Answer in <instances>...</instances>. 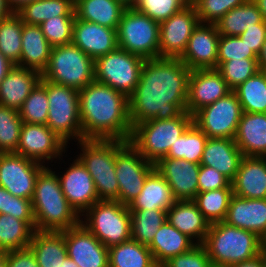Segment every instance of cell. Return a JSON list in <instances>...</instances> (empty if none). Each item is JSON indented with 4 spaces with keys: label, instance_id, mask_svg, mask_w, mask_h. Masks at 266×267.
I'll list each match as a JSON object with an SVG mask.
<instances>
[{
    "label": "cell",
    "instance_id": "cell-57",
    "mask_svg": "<svg viewBox=\"0 0 266 267\" xmlns=\"http://www.w3.org/2000/svg\"><path fill=\"white\" fill-rule=\"evenodd\" d=\"M38 0H5L6 5L12 12H17L25 4Z\"/></svg>",
    "mask_w": 266,
    "mask_h": 267
},
{
    "label": "cell",
    "instance_id": "cell-30",
    "mask_svg": "<svg viewBox=\"0 0 266 267\" xmlns=\"http://www.w3.org/2000/svg\"><path fill=\"white\" fill-rule=\"evenodd\" d=\"M195 245L196 243L191 238L178 231L166 220L158 228L148 248L157 265L161 267L172 257L189 251Z\"/></svg>",
    "mask_w": 266,
    "mask_h": 267
},
{
    "label": "cell",
    "instance_id": "cell-64",
    "mask_svg": "<svg viewBox=\"0 0 266 267\" xmlns=\"http://www.w3.org/2000/svg\"><path fill=\"white\" fill-rule=\"evenodd\" d=\"M263 263L264 266L266 267V248L263 247Z\"/></svg>",
    "mask_w": 266,
    "mask_h": 267
},
{
    "label": "cell",
    "instance_id": "cell-48",
    "mask_svg": "<svg viewBox=\"0 0 266 267\" xmlns=\"http://www.w3.org/2000/svg\"><path fill=\"white\" fill-rule=\"evenodd\" d=\"M190 0H137L134 8L161 23L186 6Z\"/></svg>",
    "mask_w": 266,
    "mask_h": 267
},
{
    "label": "cell",
    "instance_id": "cell-16",
    "mask_svg": "<svg viewBox=\"0 0 266 267\" xmlns=\"http://www.w3.org/2000/svg\"><path fill=\"white\" fill-rule=\"evenodd\" d=\"M44 167L15 152L0 153V186L16 197L32 200L37 177Z\"/></svg>",
    "mask_w": 266,
    "mask_h": 267
},
{
    "label": "cell",
    "instance_id": "cell-51",
    "mask_svg": "<svg viewBox=\"0 0 266 267\" xmlns=\"http://www.w3.org/2000/svg\"><path fill=\"white\" fill-rule=\"evenodd\" d=\"M161 267H213L203 244H196L189 251L172 257Z\"/></svg>",
    "mask_w": 266,
    "mask_h": 267
},
{
    "label": "cell",
    "instance_id": "cell-53",
    "mask_svg": "<svg viewBox=\"0 0 266 267\" xmlns=\"http://www.w3.org/2000/svg\"><path fill=\"white\" fill-rule=\"evenodd\" d=\"M246 45L258 56L266 40V22L255 24V27L246 29L241 35Z\"/></svg>",
    "mask_w": 266,
    "mask_h": 267
},
{
    "label": "cell",
    "instance_id": "cell-47",
    "mask_svg": "<svg viewBox=\"0 0 266 267\" xmlns=\"http://www.w3.org/2000/svg\"><path fill=\"white\" fill-rule=\"evenodd\" d=\"M0 214L11 215L24 220L35 230V218L30 199L16 197L0 186Z\"/></svg>",
    "mask_w": 266,
    "mask_h": 267
},
{
    "label": "cell",
    "instance_id": "cell-49",
    "mask_svg": "<svg viewBox=\"0 0 266 267\" xmlns=\"http://www.w3.org/2000/svg\"><path fill=\"white\" fill-rule=\"evenodd\" d=\"M197 11L200 23L215 24L227 12L247 0H190Z\"/></svg>",
    "mask_w": 266,
    "mask_h": 267
},
{
    "label": "cell",
    "instance_id": "cell-4",
    "mask_svg": "<svg viewBox=\"0 0 266 267\" xmlns=\"http://www.w3.org/2000/svg\"><path fill=\"white\" fill-rule=\"evenodd\" d=\"M203 246L213 266L229 267L260 255L264 241L253 232L222 221L210 224Z\"/></svg>",
    "mask_w": 266,
    "mask_h": 267
},
{
    "label": "cell",
    "instance_id": "cell-55",
    "mask_svg": "<svg viewBox=\"0 0 266 267\" xmlns=\"http://www.w3.org/2000/svg\"><path fill=\"white\" fill-rule=\"evenodd\" d=\"M229 267H265L263 263V248L261 254L258 255L257 257L248 261H243L241 263L233 264Z\"/></svg>",
    "mask_w": 266,
    "mask_h": 267
},
{
    "label": "cell",
    "instance_id": "cell-18",
    "mask_svg": "<svg viewBox=\"0 0 266 267\" xmlns=\"http://www.w3.org/2000/svg\"><path fill=\"white\" fill-rule=\"evenodd\" d=\"M68 170L59 173L62 192L70 206L81 217L94 203L99 201L92 176L76 157Z\"/></svg>",
    "mask_w": 266,
    "mask_h": 267
},
{
    "label": "cell",
    "instance_id": "cell-3",
    "mask_svg": "<svg viewBox=\"0 0 266 267\" xmlns=\"http://www.w3.org/2000/svg\"><path fill=\"white\" fill-rule=\"evenodd\" d=\"M56 171L45 166L36 180L31 200L35 230L62 232L80 223V216L65 198Z\"/></svg>",
    "mask_w": 266,
    "mask_h": 267
},
{
    "label": "cell",
    "instance_id": "cell-20",
    "mask_svg": "<svg viewBox=\"0 0 266 267\" xmlns=\"http://www.w3.org/2000/svg\"><path fill=\"white\" fill-rule=\"evenodd\" d=\"M232 90L216 68L191 70L186 111H196L226 96Z\"/></svg>",
    "mask_w": 266,
    "mask_h": 267
},
{
    "label": "cell",
    "instance_id": "cell-7",
    "mask_svg": "<svg viewBox=\"0 0 266 267\" xmlns=\"http://www.w3.org/2000/svg\"><path fill=\"white\" fill-rule=\"evenodd\" d=\"M41 78L79 91L95 80L94 59L73 43L52 47Z\"/></svg>",
    "mask_w": 266,
    "mask_h": 267
},
{
    "label": "cell",
    "instance_id": "cell-25",
    "mask_svg": "<svg viewBox=\"0 0 266 267\" xmlns=\"http://www.w3.org/2000/svg\"><path fill=\"white\" fill-rule=\"evenodd\" d=\"M40 81L38 71L13 65L0 82V105L19 111Z\"/></svg>",
    "mask_w": 266,
    "mask_h": 267
},
{
    "label": "cell",
    "instance_id": "cell-60",
    "mask_svg": "<svg viewBox=\"0 0 266 267\" xmlns=\"http://www.w3.org/2000/svg\"><path fill=\"white\" fill-rule=\"evenodd\" d=\"M257 9L261 12L263 20L266 22V0H252Z\"/></svg>",
    "mask_w": 266,
    "mask_h": 267
},
{
    "label": "cell",
    "instance_id": "cell-61",
    "mask_svg": "<svg viewBox=\"0 0 266 267\" xmlns=\"http://www.w3.org/2000/svg\"><path fill=\"white\" fill-rule=\"evenodd\" d=\"M62 267H79L70 257H66L62 262Z\"/></svg>",
    "mask_w": 266,
    "mask_h": 267
},
{
    "label": "cell",
    "instance_id": "cell-37",
    "mask_svg": "<svg viewBox=\"0 0 266 267\" xmlns=\"http://www.w3.org/2000/svg\"><path fill=\"white\" fill-rule=\"evenodd\" d=\"M233 91L243 112L266 113V71L260 69Z\"/></svg>",
    "mask_w": 266,
    "mask_h": 267
},
{
    "label": "cell",
    "instance_id": "cell-50",
    "mask_svg": "<svg viewBox=\"0 0 266 267\" xmlns=\"http://www.w3.org/2000/svg\"><path fill=\"white\" fill-rule=\"evenodd\" d=\"M258 59L254 51L246 45L240 36L220 35L217 63H224L232 59Z\"/></svg>",
    "mask_w": 266,
    "mask_h": 267
},
{
    "label": "cell",
    "instance_id": "cell-14",
    "mask_svg": "<svg viewBox=\"0 0 266 267\" xmlns=\"http://www.w3.org/2000/svg\"><path fill=\"white\" fill-rule=\"evenodd\" d=\"M67 146L47 125L22 123L15 153L46 165L45 161L63 160Z\"/></svg>",
    "mask_w": 266,
    "mask_h": 267
},
{
    "label": "cell",
    "instance_id": "cell-38",
    "mask_svg": "<svg viewBox=\"0 0 266 267\" xmlns=\"http://www.w3.org/2000/svg\"><path fill=\"white\" fill-rule=\"evenodd\" d=\"M208 137L192 123L188 129L172 144L164 158L185 159L200 164Z\"/></svg>",
    "mask_w": 266,
    "mask_h": 267
},
{
    "label": "cell",
    "instance_id": "cell-6",
    "mask_svg": "<svg viewBox=\"0 0 266 267\" xmlns=\"http://www.w3.org/2000/svg\"><path fill=\"white\" fill-rule=\"evenodd\" d=\"M193 123L187 111L172 119H150L132 128L130 144L154 165L167 156L171 146Z\"/></svg>",
    "mask_w": 266,
    "mask_h": 267
},
{
    "label": "cell",
    "instance_id": "cell-34",
    "mask_svg": "<svg viewBox=\"0 0 266 267\" xmlns=\"http://www.w3.org/2000/svg\"><path fill=\"white\" fill-rule=\"evenodd\" d=\"M109 267H159L148 246L132 238L108 248Z\"/></svg>",
    "mask_w": 266,
    "mask_h": 267
},
{
    "label": "cell",
    "instance_id": "cell-5",
    "mask_svg": "<svg viewBox=\"0 0 266 267\" xmlns=\"http://www.w3.org/2000/svg\"><path fill=\"white\" fill-rule=\"evenodd\" d=\"M127 143L125 140L83 139L78 141L77 158L94 181L99 200L118 201L119 184L115 172L116 153Z\"/></svg>",
    "mask_w": 266,
    "mask_h": 267
},
{
    "label": "cell",
    "instance_id": "cell-10",
    "mask_svg": "<svg viewBox=\"0 0 266 267\" xmlns=\"http://www.w3.org/2000/svg\"><path fill=\"white\" fill-rule=\"evenodd\" d=\"M117 44L144 59L158 58L159 23L134 7L126 8L117 29Z\"/></svg>",
    "mask_w": 266,
    "mask_h": 267
},
{
    "label": "cell",
    "instance_id": "cell-59",
    "mask_svg": "<svg viewBox=\"0 0 266 267\" xmlns=\"http://www.w3.org/2000/svg\"><path fill=\"white\" fill-rule=\"evenodd\" d=\"M12 11L8 8L5 3V0H0V20L8 17Z\"/></svg>",
    "mask_w": 266,
    "mask_h": 267
},
{
    "label": "cell",
    "instance_id": "cell-40",
    "mask_svg": "<svg viewBox=\"0 0 266 267\" xmlns=\"http://www.w3.org/2000/svg\"><path fill=\"white\" fill-rule=\"evenodd\" d=\"M131 238L140 244L149 246L158 228L167 220L165 210H130Z\"/></svg>",
    "mask_w": 266,
    "mask_h": 267
},
{
    "label": "cell",
    "instance_id": "cell-42",
    "mask_svg": "<svg viewBox=\"0 0 266 267\" xmlns=\"http://www.w3.org/2000/svg\"><path fill=\"white\" fill-rule=\"evenodd\" d=\"M22 21L14 12L0 20V52L14 65L21 56Z\"/></svg>",
    "mask_w": 266,
    "mask_h": 267
},
{
    "label": "cell",
    "instance_id": "cell-23",
    "mask_svg": "<svg viewBox=\"0 0 266 267\" xmlns=\"http://www.w3.org/2000/svg\"><path fill=\"white\" fill-rule=\"evenodd\" d=\"M223 222L253 232L264 241L266 239V199H246L233 195Z\"/></svg>",
    "mask_w": 266,
    "mask_h": 267
},
{
    "label": "cell",
    "instance_id": "cell-31",
    "mask_svg": "<svg viewBox=\"0 0 266 267\" xmlns=\"http://www.w3.org/2000/svg\"><path fill=\"white\" fill-rule=\"evenodd\" d=\"M173 191L164 177L155 169L146 179L140 194L130 203L129 210H165L175 202Z\"/></svg>",
    "mask_w": 266,
    "mask_h": 267
},
{
    "label": "cell",
    "instance_id": "cell-32",
    "mask_svg": "<svg viewBox=\"0 0 266 267\" xmlns=\"http://www.w3.org/2000/svg\"><path fill=\"white\" fill-rule=\"evenodd\" d=\"M126 7L116 0H74L77 19L118 29Z\"/></svg>",
    "mask_w": 266,
    "mask_h": 267
},
{
    "label": "cell",
    "instance_id": "cell-62",
    "mask_svg": "<svg viewBox=\"0 0 266 267\" xmlns=\"http://www.w3.org/2000/svg\"><path fill=\"white\" fill-rule=\"evenodd\" d=\"M122 3L126 8L134 7L137 0H116Z\"/></svg>",
    "mask_w": 266,
    "mask_h": 267
},
{
    "label": "cell",
    "instance_id": "cell-36",
    "mask_svg": "<svg viewBox=\"0 0 266 267\" xmlns=\"http://www.w3.org/2000/svg\"><path fill=\"white\" fill-rule=\"evenodd\" d=\"M23 23L40 25L56 16H75L74 0H38L15 12Z\"/></svg>",
    "mask_w": 266,
    "mask_h": 267
},
{
    "label": "cell",
    "instance_id": "cell-13",
    "mask_svg": "<svg viewBox=\"0 0 266 267\" xmlns=\"http://www.w3.org/2000/svg\"><path fill=\"white\" fill-rule=\"evenodd\" d=\"M155 165L145 159L127 142L117 153L115 172L119 184L118 201L129 206L140 194L147 177Z\"/></svg>",
    "mask_w": 266,
    "mask_h": 267
},
{
    "label": "cell",
    "instance_id": "cell-35",
    "mask_svg": "<svg viewBox=\"0 0 266 267\" xmlns=\"http://www.w3.org/2000/svg\"><path fill=\"white\" fill-rule=\"evenodd\" d=\"M261 12L252 0L237 6L227 12L215 24L220 35L240 36L246 29L255 27V24L262 23Z\"/></svg>",
    "mask_w": 266,
    "mask_h": 267
},
{
    "label": "cell",
    "instance_id": "cell-22",
    "mask_svg": "<svg viewBox=\"0 0 266 267\" xmlns=\"http://www.w3.org/2000/svg\"><path fill=\"white\" fill-rule=\"evenodd\" d=\"M72 43L95 60L118 47L117 30L75 18Z\"/></svg>",
    "mask_w": 266,
    "mask_h": 267
},
{
    "label": "cell",
    "instance_id": "cell-44",
    "mask_svg": "<svg viewBox=\"0 0 266 267\" xmlns=\"http://www.w3.org/2000/svg\"><path fill=\"white\" fill-rule=\"evenodd\" d=\"M22 123L18 111L0 105V153L16 152Z\"/></svg>",
    "mask_w": 266,
    "mask_h": 267
},
{
    "label": "cell",
    "instance_id": "cell-11",
    "mask_svg": "<svg viewBox=\"0 0 266 267\" xmlns=\"http://www.w3.org/2000/svg\"><path fill=\"white\" fill-rule=\"evenodd\" d=\"M145 60L117 47L94 60L95 81L108 85L129 98L139 82Z\"/></svg>",
    "mask_w": 266,
    "mask_h": 267
},
{
    "label": "cell",
    "instance_id": "cell-26",
    "mask_svg": "<svg viewBox=\"0 0 266 267\" xmlns=\"http://www.w3.org/2000/svg\"><path fill=\"white\" fill-rule=\"evenodd\" d=\"M243 157L234 139L208 138L200 165L215 168L232 182Z\"/></svg>",
    "mask_w": 266,
    "mask_h": 267
},
{
    "label": "cell",
    "instance_id": "cell-46",
    "mask_svg": "<svg viewBox=\"0 0 266 267\" xmlns=\"http://www.w3.org/2000/svg\"><path fill=\"white\" fill-rule=\"evenodd\" d=\"M76 16H56L40 24L52 47L72 43L73 23Z\"/></svg>",
    "mask_w": 266,
    "mask_h": 267
},
{
    "label": "cell",
    "instance_id": "cell-43",
    "mask_svg": "<svg viewBox=\"0 0 266 267\" xmlns=\"http://www.w3.org/2000/svg\"><path fill=\"white\" fill-rule=\"evenodd\" d=\"M48 104L47 81L41 78V81L30 92V95L26 98L18 111L22 122L46 125Z\"/></svg>",
    "mask_w": 266,
    "mask_h": 267
},
{
    "label": "cell",
    "instance_id": "cell-27",
    "mask_svg": "<svg viewBox=\"0 0 266 267\" xmlns=\"http://www.w3.org/2000/svg\"><path fill=\"white\" fill-rule=\"evenodd\" d=\"M234 141L244 157H266V113L243 112Z\"/></svg>",
    "mask_w": 266,
    "mask_h": 267
},
{
    "label": "cell",
    "instance_id": "cell-29",
    "mask_svg": "<svg viewBox=\"0 0 266 267\" xmlns=\"http://www.w3.org/2000/svg\"><path fill=\"white\" fill-rule=\"evenodd\" d=\"M21 56L17 66L42 73L51 55L52 46L44 36L40 25L22 22Z\"/></svg>",
    "mask_w": 266,
    "mask_h": 267
},
{
    "label": "cell",
    "instance_id": "cell-1",
    "mask_svg": "<svg viewBox=\"0 0 266 267\" xmlns=\"http://www.w3.org/2000/svg\"><path fill=\"white\" fill-rule=\"evenodd\" d=\"M190 74L179 58L146 59L129 97L132 128L150 119H172L186 111Z\"/></svg>",
    "mask_w": 266,
    "mask_h": 267
},
{
    "label": "cell",
    "instance_id": "cell-12",
    "mask_svg": "<svg viewBox=\"0 0 266 267\" xmlns=\"http://www.w3.org/2000/svg\"><path fill=\"white\" fill-rule=\"evenodd\" d=\"M242 107L234 91L193 114V123L208 138L234 139L242 116Z\"/></svg>",
    "mask_w": 266,
    "mask_h": 267
},
{
    "label": "cell",
    "instance_id": "cell-24",
    "mask_svg": "<svg viewBox=\"0 0 266 267\" xmlns=\"http://www.w3.org/2000/svg\"><path fill=\"white\" fill-rule=\"evenodd\" d=\"M231 184L233 195L266 199V157H243Z\"/></svg>",
    "mask_w": 266,
    "mask_h": 267
},
{
    "label": "cell",
    "instance_id": "cell-39",
    "mask_svg": "<svg viewBox=\"0 0 266 267\" xmlns=\"http://www.w3.org/2000/svg\"><path fill=\"white\" fill-rule=\"evenodd\" d=\"M34 230L24 221L0 214V251H14L29 247Z\"/></svg>",
    "mask_w": 266,
    "mask_h": 267
},
{
    "label": "cell",
    "instance_id": "cell-21",
    "mask_svg": "<svg viewBox=\"0 0 266 267\" xmlns=\"http://www.w3.org/2000/svg\"><path fill=\"white\" fill-rule=\"evenodd\" d=\"M155 169L170 185L176 200H193L198 193L200 164L185 159L161 158Z\"/></svg>",
    "mask_w": 266,
    "mask_h": 267
},
{
    "label": "cell",
    "instance_id": "cell-15",
    "mask_svg": "<svg viewBox=\"0 0 266 267\" xmlns=\"http://www.w3.org/2000/svg\"><path fill=\"white\" fill-rule=\"evenodd\" d=\"M199 23L196 8L191 1L159 23V57L180 58Z\"/></svg>",
    "mask_w": 266,
    "mask_h": 267
},
{
    "label": "cell",
    "instance_id": "cell-41",
    "mask_svg": "<svg viewBox=\"0 0 266 267\" xmlns=\"http://www.w3.org/2000/svg\"><path fill=\"white\" fill-rule=\"evenodd\" d=\"M232 196L233 188H221L197 193L193 201L205 219L213 224L224 221Z\"/></svg>",
    "mask_w": 266,
    "mask_h": 267
},
{
    "label": "cell",
    "instance_id": "cell-56",
    "mask_svg": "<svg viewBox=\"0 0 266 267\" xmlns=\"http://www.w3.org/2000/svg\"><path fill=\"white\" fill-rule=\"evenodd\" d=\"M13 65L14 64L0 52V82L6 77Z\"/></svg>",
    "mask_w": 266,
    "mask_h": 267
},
{
    "label": "cell",
    "instance_id": "cell-54",
    "mask_svg": "<svg viewBox=\"0 0 266 267\" xmlns=\"http://www.w3.org/2000/svg\"><path fill=\"white\" fill-rule=\"evenodd\" d=\"M6 267H40L30 247L7 252Z\"/></svg>",
    "mask_w": 266,
    "mask_h": 267
},
{
    "label": "cell",
    "instance_id": "cell-63",
    "mask_svg": "<svg viewBox=\"0 0 266 267\" xmlns=\"http://www.w3.org/2000/svg\"><path fill=\"white\" fill-rule=\"evenodd\" d=\"M7 252L0 251V267H6Z\"/></svg>",
    "mask_w": 266,
    "mask_h": 267
},
{
    "label": "cell",
    "instance_id": "cell-58",
    "mask_svg": "<svg viewBox=\"0 0 266 267\" xmlns=\"http://www.w3.org/2000/svg\"><path fill=\"white\" fill-rule=\"evenodd\" d=\"M258 65L261 70L266 71V40L262 46V50L258 55Z\"/></svg>",
    "mask_w": 266,
    "mask_h": 267
},
{
    "label": "cell",
    "instance_id": "cell-52",
    "mask_svg": "<svg viewBox=\"0 0 266 267\" xmlns=\"http://www.w3.org/2000/svg\"><path fill=\"white\" fill-rule=\"evenodd\" d=\"M221 188H233L231 181L213 167L200 165L198 193Z\"/></svg>",
    "mask_w": 266,
    "mask_h": 267
},
{
    "label": "cell",
    "instance_id": "cell-33",
    "mask_svg": "<svg viewBox=\"0 0 266 267\" xmlns=\"http://www.w3.org/2000/svg\"><path fill=\"white\" fill-rule=\"evenodd\" d=\"M29 247L40 267H62V262L67 257L62 232L34 230Z\"/></svg>",
    "mask_w": 266,
    "mask_h": 267
},
{
    "label": "cell",
    "instance_id": "cell-19",
    "mask_svg": "<svg viewBox=\"0 0 266 267\" xmlns=\"http://www.w3.org/2000/svg\"><path fill=\"white\" fill-rule=\"evenodd\" d=\"M219 38L216 24L199 23L179 59L190 70L217 68Z\"/></svg>",
    "mask_w": 266,
    "mask_h": 267
},
{
    "label": "cell",
    "instance_id": "cell-9",
    "mask_svg": "<svg viewBox=\"0 0 266 267\" xmlns=\"http://www.w3.org/2000/svg\"><path fill=\"white\" fill-rule=\"evenodd\" d=\"M47 126L66 144L83 140L79 114V91L47 81Z\"/></svg>",
    "mask_w": 266,
    "mask_h": 267
},
{
    "label": "cell",
    "instance_id": "cell-2",
    "mask_svg": "<svg viewBox=\"0 0 266 267\" xmlns=\"http://www.w3.org/2000/svg\"><path fill=\"white\" fill-rule=\"evenodd\" d=\"M79 114L83 139L129 142V98L123 93L94 80L79 90Z\"/></svg>",
    "mask_w": 266,
    "mask_h": 267
},
{
    "label": "cell",
    "instance_id": "cell-17",
    "mask_svg": "<svg viewBox=\"0 0 266 267\" xmlns=\"http://www.w3.org/2000/svg\"><path fill=\"white\" fill-rule=\"evenodd\" d=\"M67 256L79 267H109L108 248L84 225L62 231Z\"/></svg>",
    "mask_w": 266,
    "mask_h": 267
},
{
    "label": "cell",
    "instance_id": "cell-65",
    "mask_svg": "<svg viewBox=\"0 0 266 267\" xmlns=\"http://www.w3.org/2000/svg\"><path fill=\"white\" fill-rule=\"evenodd\" d=\"M264 248H266V239L264 240Z\"/></svg>",
    "mask_w": 266,
    "mask_h": 267
},
{
    "label": "cell",
    "instance_id": "cell-28",
    "mask_svg": "<svg viewBox=\"0 0 266 267\" xmlns=\"http://www.w3.org/2000/svg\"><path fill=\"white\" fill-rule=\"evenodd\" d=\"M167 220L196 244H203L205 241L210 223L193 200H177L167 210Z\"/></svg>",
    "mask_w": 266,
    "mask_h": 267
},
{
    "label": "cell",
    "instance_id": "cell-8",
    "mask_svg": "<svg viewBox=\"0 0 266 267\" xmlns=\"http://www.w3.org/2000/svg\"><path fill=\"white\" fill-rule=\"evenodd\" d=\"M80 220L107 248L131 239V213L119 201L99 200Z\"/></svg>",
    "mask_w": 266,
    "mask_h": 267
},
{
    "label": "cell",
    "instance_id": "cell-45",
    "mask_svg": "<svg viewBox=\"0 0 266 267\" xmlns=\"http://www.w3.org/2000/svg\"><path fill=\"white\" fill-rule=\"evenodd\" d=\"M216 69L232 91L260 70L258 59L246 58L217 63Z\"/></svg>",
    "mask_w": 266,
    "mask_h": 267
}]
</instances>
